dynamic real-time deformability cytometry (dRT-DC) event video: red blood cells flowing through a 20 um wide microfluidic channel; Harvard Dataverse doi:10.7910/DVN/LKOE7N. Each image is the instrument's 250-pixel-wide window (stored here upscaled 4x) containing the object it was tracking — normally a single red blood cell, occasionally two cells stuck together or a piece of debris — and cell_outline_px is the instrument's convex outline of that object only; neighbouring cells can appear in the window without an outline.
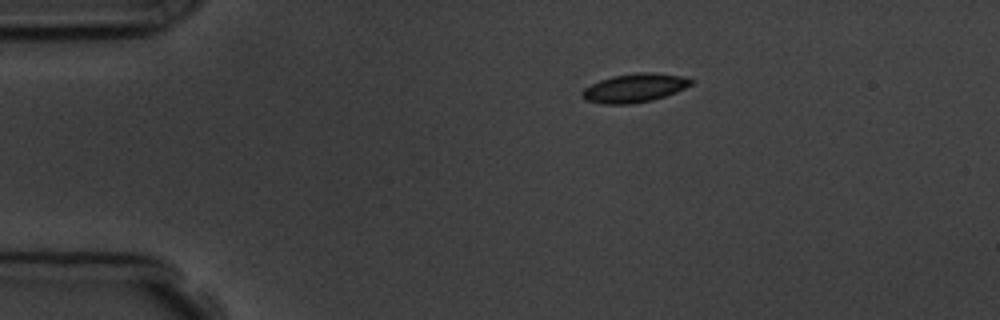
{"species": "common noctule bat (a hibernating species)", "species_latin": "Nyctalus noctula", "temperature_condition": "room temperature", "stored_images_in_passage": 6, "camera_frame_rate_fps": 3000, "um_per_image_px": 0.085, "animal": {"sex": "male", "body_mass_g": 19.5, "forearm_length_mm": 54.6}, "frame": {"image": 1, "passage_image": 1, "time_ms": 0.0, "image_size_px": [1000, 320], "cell_outline_px": [[696, 80], [692, 84], [676, 92], [652, 100], [628, 104], [604, 104], [584, 100], [580, 92], [584, 88], [600, 80], [612, 76], [636, 72], [652, 72], [684, 76]], "centroid_in_image_um": [53.94, 7.46], "position_along_channel_um": 31.1, "area_um2": 18.32}}
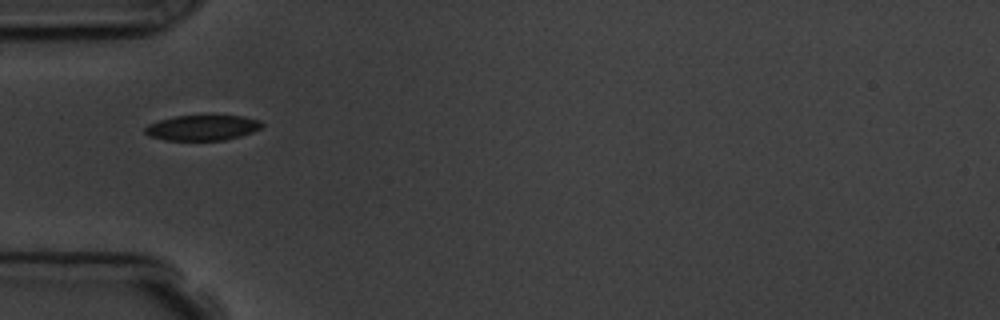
{"frame": {"image": 2, "passage_image": 3, "time_ms": 2.333, "image_size_px": [1000, 320], "cell_outline_px": [[264, 124], [260, 128], [252, 132], [240, 136], [224, 140], [164, 140], [148, 136], [144, 132], [144, 128], [148, 124], [160, 120], [176, 116], [212, 112], [244, 116], [260, 120]], "centroid_in_image_um": [17.23, 10.8], "position_along_channel_um": 67.8, "area_um2": 18.21}}